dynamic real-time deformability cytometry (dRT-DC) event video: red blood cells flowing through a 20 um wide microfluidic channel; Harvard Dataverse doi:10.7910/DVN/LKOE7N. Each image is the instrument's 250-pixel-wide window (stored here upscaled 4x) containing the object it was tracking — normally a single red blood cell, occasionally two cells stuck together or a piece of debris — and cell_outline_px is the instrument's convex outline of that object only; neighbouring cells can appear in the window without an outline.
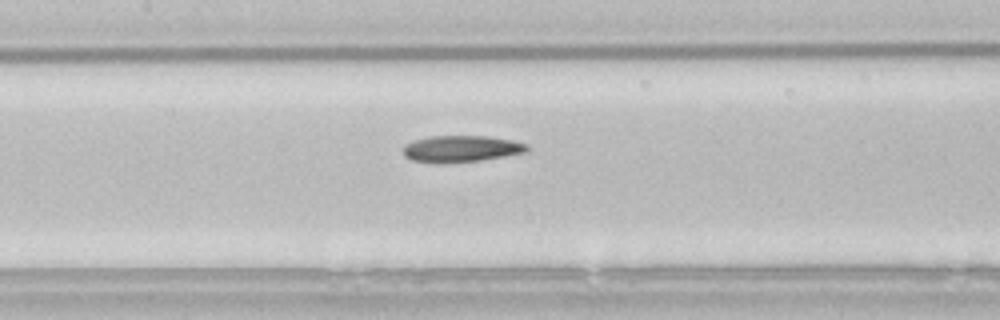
{"species": "common noctule bat (a hibernating species)", "species_latin": "Nyctalus noctula", "temperature_condition": "room temperature", "stored_images_in_passage": 38, "camera_frame_rate_fps": 3000, "um_per_image_px": 0.085, "animal": {"sex": "male", "body_mass_g": 21.5, "forearm_length_mm": 52.0}, "frame": {"image": 1, "passage_image": 20, "time_ms": 6.333, "image_size_px": [1000, 320], "cell_outline_px": [[528, 152], [480, 160], [444, 164], [436, 164], [412, 160], [404, 156], [404, 144], [412, 140], [432, 136], [488, 136], [512, 140], [528, 144]], "centroid_in_image_um": [39.18, 12.65], "position_along_channel_um": 168.2, "area_um2": 19.42}}
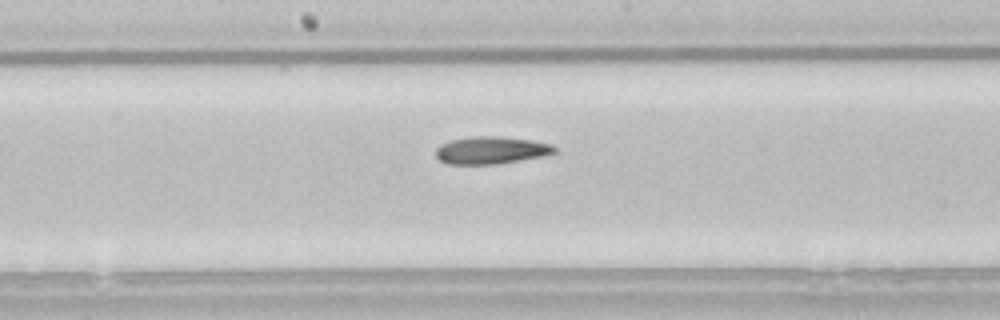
{"frame": {"image": 2, "passage_image": 23, "time_ms": 7.333, "image_size_px": [1000, 320], "cell_outline_px": [[556, 152], [540, 156], [496, 164], [448, 164], [440, 160], [436, 156], [436, 148], [440, 144], [448, 140], [472, 136], [500, 136], [532, 140], [552, 144], [556, 148]], "centroid_in_image_um": [41.7, 12.75], "position_along_channel_um": 206.5, "area_um2": 18.96}}